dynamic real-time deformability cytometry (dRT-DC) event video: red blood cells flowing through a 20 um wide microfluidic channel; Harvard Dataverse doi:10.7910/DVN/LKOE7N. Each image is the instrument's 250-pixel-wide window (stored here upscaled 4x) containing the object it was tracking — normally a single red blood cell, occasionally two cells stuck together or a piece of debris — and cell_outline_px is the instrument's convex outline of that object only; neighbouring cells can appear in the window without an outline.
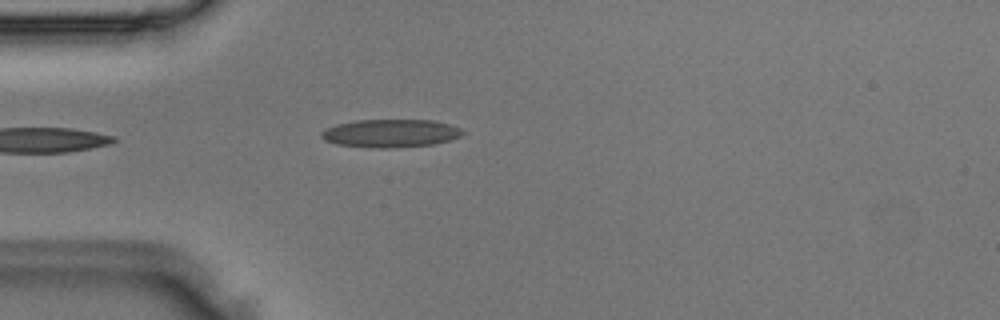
{"species": "Egyptian fruit bat (a non-hibernating species)", "species_latin": "Rousettus aegyptiacus", "temperature_condition": "room temperature", "stored_images_in_passage": 23, "camera_frame_rate_fps": 3000, "um_per_image_px": 0.085, "animal": {"sex": "male"}, "frame": {"image": 1, "passage_image": 1, "time_ms": 0.0, "image_size_px": [1000, 320], "cell_outline_px": [[464, 132], [460, 136], [448, 140], [432, 144], [400, 148], [372, 148], [336, 144], [324, 140], [320, 136], [320, 132], [324, 128], [336, 124], [356, 120], [432, 120], [448, 124], [460, 128]], "centroid_in_image_um": [33.13, 11.33], "position_along_channel_um": 51.9, "area_um2": 23.24}}
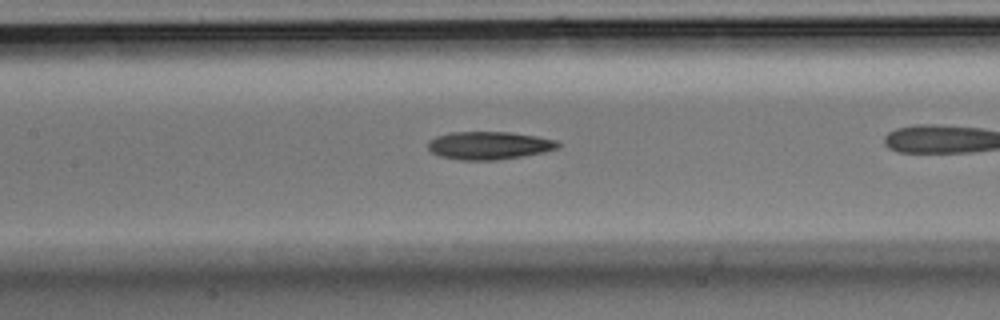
{"frame": {"image": 2, "passage_image": 7, "time_ms": 2.0, "image_size_px": [1000, 320], "cell_outline_px": [[560, 148], [544, 152], [524, 156], [500, 160], [460, 160], [440, 156], [432, 152], [428, 148], [428, 140], [436, 136], [448, 132], [512, 132], [536, 136], [556, 140], [560, 144]], "centroid_in_image_um": [41.58, 12.36], "position_along_channel_um": 165.8, "area_um2": 21.39}}
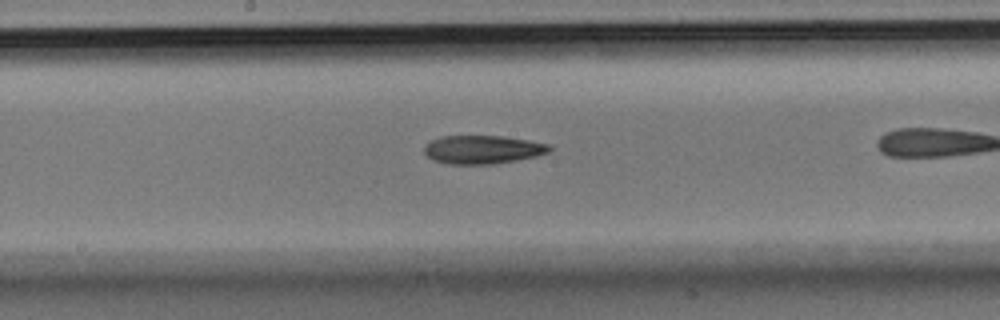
{"frame": {"image": 3, "passage_image": 10, "time_ms": 3.0, "image_size_px": [1000, 320], "cell_outline_px": [[552, 148], [548, 152], [536, 156], [496, 164], [448, 164], [432, 160], [424, 152], [424, 144], [440, 136], [504, 136], [552, 144]], "centroid_in_image_um": [41.02, 12.71], "position_along_channel_um": 207.2, "area_um2": 20.92}}